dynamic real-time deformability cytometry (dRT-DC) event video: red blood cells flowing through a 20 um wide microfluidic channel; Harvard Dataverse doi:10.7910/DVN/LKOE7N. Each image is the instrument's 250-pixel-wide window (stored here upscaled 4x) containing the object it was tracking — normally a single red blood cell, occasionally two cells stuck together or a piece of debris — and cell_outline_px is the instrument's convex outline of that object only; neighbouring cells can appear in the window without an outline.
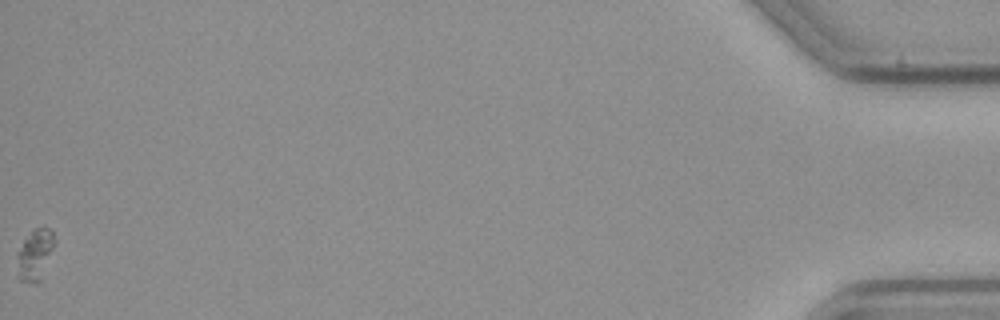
{"species": "common noctule bat (a hibernating species)", "species_latin": "Nyctalus noctula", "temperature_condition": "cold", "stored_images_in_passage": 53, "camera_frame_rate_fps": 3000, "um_per_image_px": 0.085, "animal": {"sex": "male", "body_mass_g": 23.1, "forearm_length_mm": 52.7}, "frame": {"image": 1, "passage_image": 53, "time_ms": 17.333, "image_size_px": [1000, 320], "cell_outline_px": [[52, 248], [40, 284], [36, 284], [20, 280], [16, 256], [16, 252], [32, 228], [48, 228], [52, 232]], "centroid_in_image_um": [2.92, 21.68], "position_along_channel_um": 432.3, "area_um2": 10.87}}